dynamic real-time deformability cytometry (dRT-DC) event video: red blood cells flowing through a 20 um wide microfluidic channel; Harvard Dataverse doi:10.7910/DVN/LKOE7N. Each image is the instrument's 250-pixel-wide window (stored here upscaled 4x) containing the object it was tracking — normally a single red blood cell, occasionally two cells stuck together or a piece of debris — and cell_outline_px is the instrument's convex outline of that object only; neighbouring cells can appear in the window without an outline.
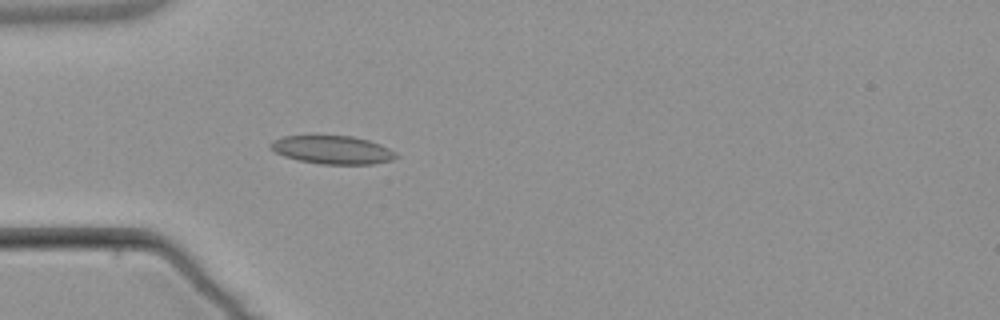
{"species": "common noctule bat (a hibernating species)", "species_latin": "Nyctalus noctula", "temperature_condition": "warm", "stored_images_in_passage": 5, "camera_frame_rate_fps": 3000, "um_per_image_px": 0.085, "animal": {"sex": "male", "body_mass_g": 21.5, "forearm_length_mm": 52.0}, "frame": {"image": 1, "passage_image": 5, "time_ms": 5.667, "image_size_px": [1000, 320], "cell_outline_px": [[400, 156], [392, 160], [372, 164], [320, 164], [300, 160], [284, 156], [268, 148], [268, 144], [272, 140], [284, 136], [352, 136], [368, 140], [380, 144], [396, 152]], "centroid_in_image_um": [28.25, 12.74], "position_along_channel_um": 56.7, "area_um2": 20.69}}